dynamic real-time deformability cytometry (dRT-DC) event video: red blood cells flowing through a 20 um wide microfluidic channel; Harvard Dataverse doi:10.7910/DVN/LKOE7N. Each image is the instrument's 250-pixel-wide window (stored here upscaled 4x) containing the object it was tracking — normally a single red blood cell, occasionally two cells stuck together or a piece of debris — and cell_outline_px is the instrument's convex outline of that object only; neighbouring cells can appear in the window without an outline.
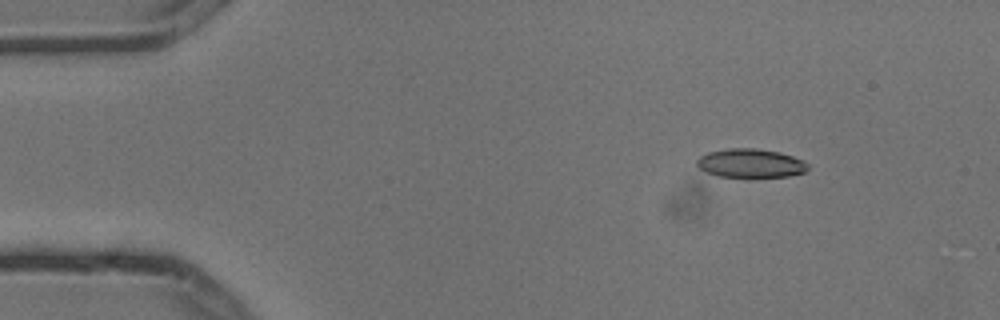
{"species": "common noctule bat (a hibernating species)", "species_latin": "Nyctalus noctula", "temperature_condition": "cold", "stored_images_in_passage": 6, "camera_frame_rate_fps": 3000, "um_per_image_px": 0.085, "animal": {"sex": "male", "body_mass_g": 13.3}, "frame": {"image": 1, "passage_image": 2, "time_ms": 0.333, "image_size_px": [1000, 320], "cell_outline_px": [[808, 168], [804, 172], [788, 176], [752, 180], [716, 176], [700, 168], [696, 164], [696, 160], [700, 156], [708, 152], [728, 148], [756, 148], [780, 152], [804, 160], [808, 164]], "centroid_in_image_um": [63.8, 13.92], "position_along_channel_um": 21.2, "area_um2": 19.48}}
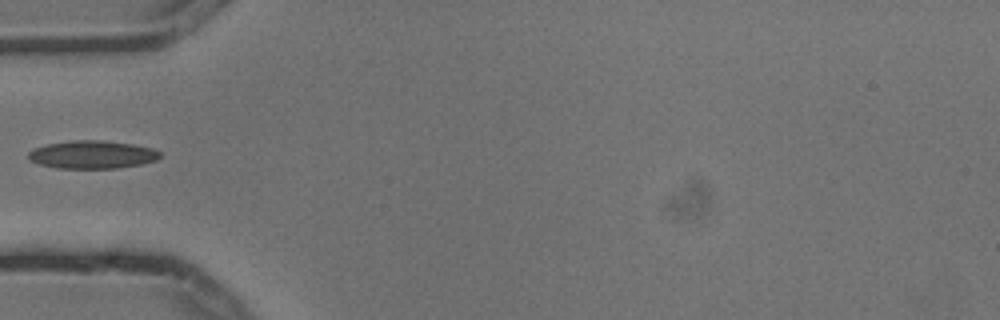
{"frame": {"image": 2, "passage_image": 5, "time_ms": 1.333, "image_size_px": [1000, 320], "cell_outline_px": [[160, 156], [156, 160], [140, 164], [116, 168], [56, 168], [40, 164], [28, 160], [28, 152], [32, 148], [48, 144], [72, 140], [100, 140], [132, 144], [152, 148], [160, 152]], "centroid_in_image_um": [7.8, 13.14], "position_along_channel_um": 77.2, "area_um2": 21.39}}
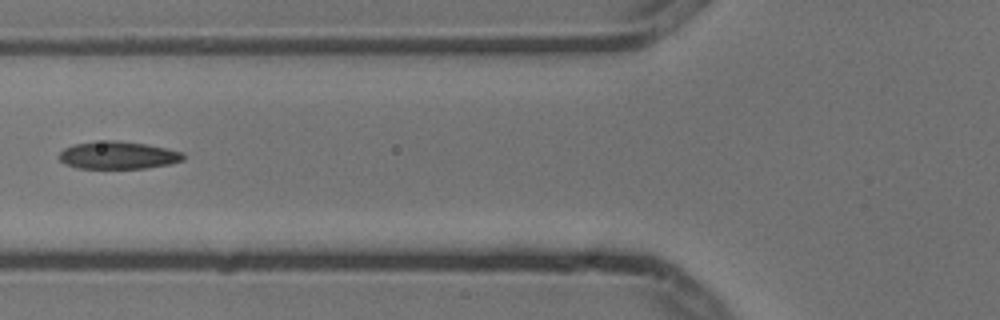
{"frame": {"image": 3, "passage_image": 6, "time_ms": 1.667, "image_size_px": [1000, 320], "cell_outline_px": [[184, 160], [168, 164], [144, 168], [76, 168], [64, 164], [60, 160], [60, 152], [64, 148], [72, 144], [104, 140], [120, 140], [168, 148], [184, 152]], "centroid_in_image_um": [10.02, 13.18], "position_along_channel_um": 115.8, "area_um2": 20.06}}